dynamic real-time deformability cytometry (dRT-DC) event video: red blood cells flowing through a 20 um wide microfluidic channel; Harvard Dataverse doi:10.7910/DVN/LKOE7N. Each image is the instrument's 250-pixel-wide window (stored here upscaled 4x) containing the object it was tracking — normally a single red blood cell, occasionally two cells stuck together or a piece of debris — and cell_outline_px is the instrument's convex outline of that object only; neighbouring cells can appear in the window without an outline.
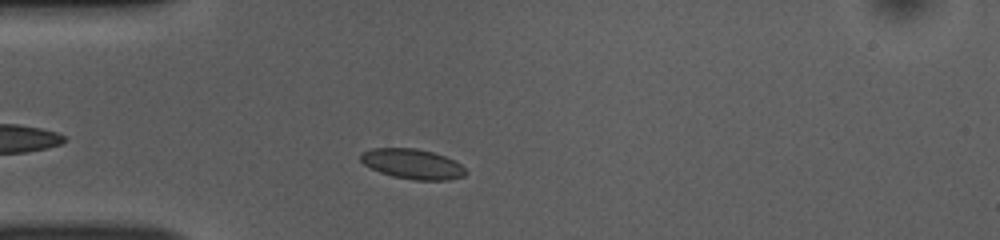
{"species": "common noctule bat (a hibernating species)", "species_latin": "Nyctalus noctula", "temperature_condition": "room temperature", "stored_images_in_passage": 34, "camera_frame_rate_fps": 3000, "um_per_image_px": 0.085, "animal": {"sex": "female", "body_mass_g": 10.0, "forearm_length_mm": 53.1}, "frame": {"image": 1, "passage_image": 5, "time_ms": 1.333, "image_size_px": [1000, 240], "cell_outline_px": [[468, 172], [464, 176], [448, 180], [412, 180], [392, 176], [380, 172], [364, 164], [360, 160], [360, 152], [372, 148], [416, 148], [432, 152], [444, 156], [460, 164]], "centroid_in_image_um": [35.04, 13.94], "position_along_channel_um": 50.0, "area_um2": 18.38}}
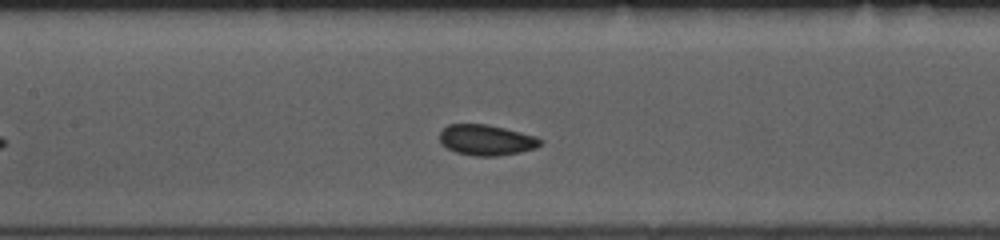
{"frame": {"image": 2, "passage_image": 15, "time_ms": 4.667, "image_size_px": [1000, 240], "cell_outline_px": [[544, 140], [536, 148], [520, 152], [496, 156], [476, 156], [456, 152], [448, 148], [440, 140], [440, 132], [448, 124], [488, 124], [536, 136]], "centroid_in_image_um": [41.36, 11.9], "position_along_channel_um": 166.0, "area_um2": 17.86}}
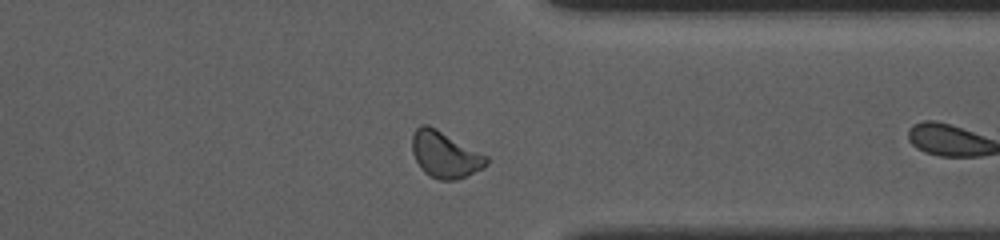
{"frame": {"image": 3, "passage_image": 28, "time_ms": 9.0, "image_size_px": [1000, 240], "cell_outline_px": [[488, 164], [484, 168], [456, 180], [440, 180], [424, 172], [420, 168], [412, 152], [412, 136], [416, 128], [420, 124], [428, 124], [436, 128], [488, 156]], "centroid_in_image_um": [37.82, 13.13], "position_along_channel_um": 373.6, "area_um2": 20.06}, "authors_computed_cell_mechanics": {"area_um2": 18.0914, "velocity_mm_per_s": 3.801, "shape_relaxation_time_tau1_ms": 2.5529, "shape_relaxation_time_tau2_ms": 0.9816, "deformation_change_tau1": 0.0526, "deformation_change_tau2": 0.0416}}